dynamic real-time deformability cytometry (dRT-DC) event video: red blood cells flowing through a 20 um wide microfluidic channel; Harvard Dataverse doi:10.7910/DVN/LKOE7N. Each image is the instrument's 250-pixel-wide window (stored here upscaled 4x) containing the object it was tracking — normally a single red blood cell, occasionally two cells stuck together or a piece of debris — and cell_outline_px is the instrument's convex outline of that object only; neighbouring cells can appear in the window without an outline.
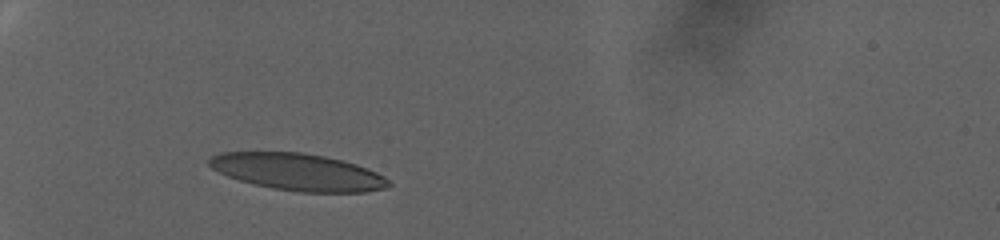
{"species": "human", "species_latin": "Homo sapiens", "temperature_condition": "warm", "stored_images_in_passage": 52, "camera_frame_rate_fps": 3000, "um_per_image_px": 0.085, "donor": {"sex": "female"}, "frame": {"image": 1, "passage_image": 1, "time_ms": 0.0, "image_size_px": [1000, 240], "cell_outline_px": [[392, 184], [384, 188], [364, 192], [300, 192], [272, 188], [240, 180], [228, 176], [212, 168], [208, 164], [208, 160], [212, 156], [220, 152], [304, 152], [324, 156], [356, 164], [376, 172], [384, 176]], "centroid_in_image_um": [25.32, 14.61], "position_along_channel_um": 59.7, "area_um2": 38.38}}
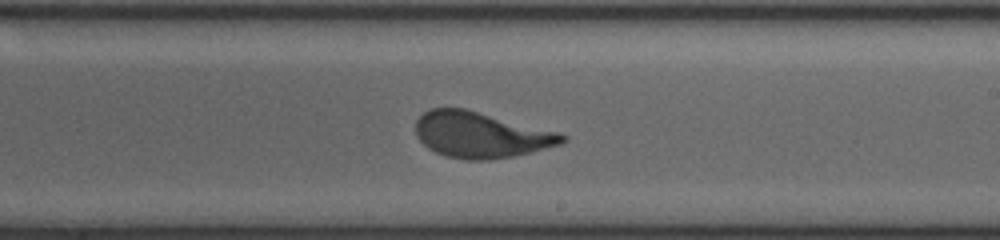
{"frame": {"image": 2, "passage_image": 27, "time_ms": 8.667, "image_size_px": [1000, 240], "cell_outline_px": [[568, 140], [560, 144], [512, 156], [488, 160], [464, 160], [444, 156], [428, 148], [416, 136], [416, 120], [424, 112], [432, 108], [464, 108], [560, 132], [568, 136]], "centroid_in_image_um": [40.86, 11.46], "position_along_channel_um": 248.1, "area_um2": 39.07}}
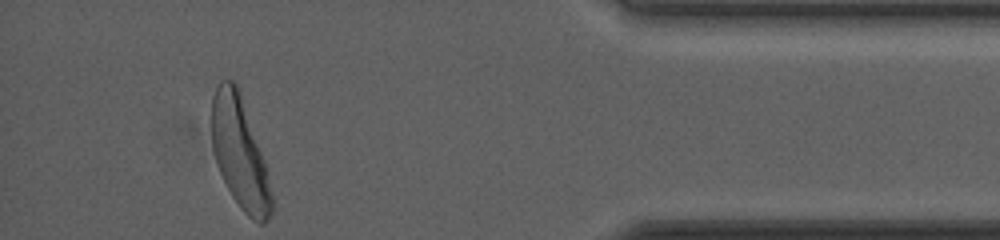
{"frame": {"image": 3, "passage_image": 51, "time_ms": 16.667, "image_size_px": [1000, 240], "cell_outline_px": [[272, 212], [264, 224], [260, 224], [252, 220], [240, 208], [232, 196], [220, 172], [212, 148], [212, 96], [220, 80], [232, 80], [236, 84], [264, 160], [272, 192]], "centroid_in_image_um": [20.38, 13.05], "position_along_channel_um": 414.8, "area_um2": 38.09}, "authors_computed_cell_mechanics": {"area_um2": 39.3329, "velocity_mm_per_s": 2.4951, "shape_relaxation_time_tau1_ms": 5.7498, "shape_relaxation_time_tau2_ms": null, "deformation_change_tau1": 0.2013, "deformation_change_tau2": null}}